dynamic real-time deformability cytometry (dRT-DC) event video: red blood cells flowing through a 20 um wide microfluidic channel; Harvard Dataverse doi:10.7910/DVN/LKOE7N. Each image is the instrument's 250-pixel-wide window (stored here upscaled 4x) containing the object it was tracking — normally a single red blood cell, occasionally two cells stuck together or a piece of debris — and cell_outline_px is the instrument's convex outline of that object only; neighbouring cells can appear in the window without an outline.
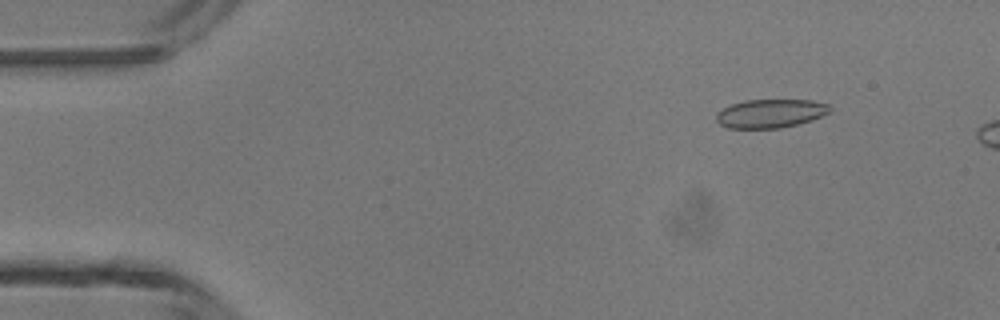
{"species": "common noctule bat (a hibernating species)", "species_latin": "Nyctalus noctula", "temperature_condition": "room temperature", "stored_images_in_passage": 4, "camera_frame_rate_fps": 3000, "um_per_image_px": 0.085, "animal": {"sex": "male", "body_mass_g": 13.3}, "frame": {"image": 1, "passage_image": 2, "time_ms": 1.333, "image_size_px": [1000, 320], "cell_outline_px": [[832, 108], [828, 112], [812, 120], [780, 128], [728, 128], [720, 124], [716, 120], [716, 112], [732, 104], [744, 100], [812, 100], [828, 104]], "centroid_in_image_um": [65.47, 9.64], "position_along_channel_um": 19.5, "area_um2": 18.84}}